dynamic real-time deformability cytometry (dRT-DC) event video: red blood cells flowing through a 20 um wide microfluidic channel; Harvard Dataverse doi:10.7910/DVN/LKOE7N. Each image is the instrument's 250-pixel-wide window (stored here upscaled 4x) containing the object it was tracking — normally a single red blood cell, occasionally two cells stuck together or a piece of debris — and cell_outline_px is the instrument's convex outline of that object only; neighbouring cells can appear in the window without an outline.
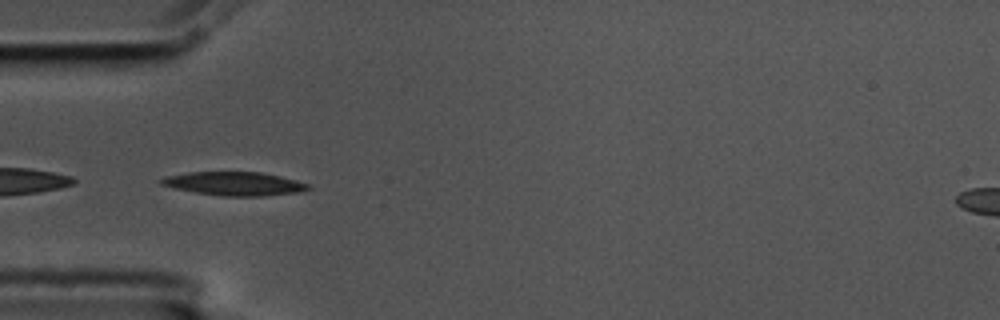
{"species": "common noctule bat (a hibernating species)", "species_latin": "Nyctalus noctula", "temperature_condition": "cold", "stored_images_in_passage": 39, "camera_frame_rate_fps": 3000, "um_per_image_px": 0.085, "animal": {"sex": "male", "body_mass_g": 17.5, "forearm_length_mm": 52.3}, "frame": {"image": 1, "passage_image": 1, "time_ms": 0.0, "image_size_px": [1000, 320], "cell_outline_px": [[312, 188], [304, 192], [264, 196], [224, 196], [196, 192], [176, 188], [160, 184], [156, 180], [168, 176], [188, 172], [260, 172], [280, 176], [296, 180], [308, 184]], "centroid_in_image_um": [19.97, 15.61], "position_along_channel_um": 65.0, "area_um2": 20.23}, "authors_computed_cell_mechanics": {"area_um2": 19.0162, "velocity_mm_per_s": 3.5345, "shape_relaxation_time_tau1_ms": 8.2766, "shape_relaxation_time_tau2_ms": 7.1567, "deformation_change_tau1": 0.1888, "deformation_change_tau2": 0.18}}